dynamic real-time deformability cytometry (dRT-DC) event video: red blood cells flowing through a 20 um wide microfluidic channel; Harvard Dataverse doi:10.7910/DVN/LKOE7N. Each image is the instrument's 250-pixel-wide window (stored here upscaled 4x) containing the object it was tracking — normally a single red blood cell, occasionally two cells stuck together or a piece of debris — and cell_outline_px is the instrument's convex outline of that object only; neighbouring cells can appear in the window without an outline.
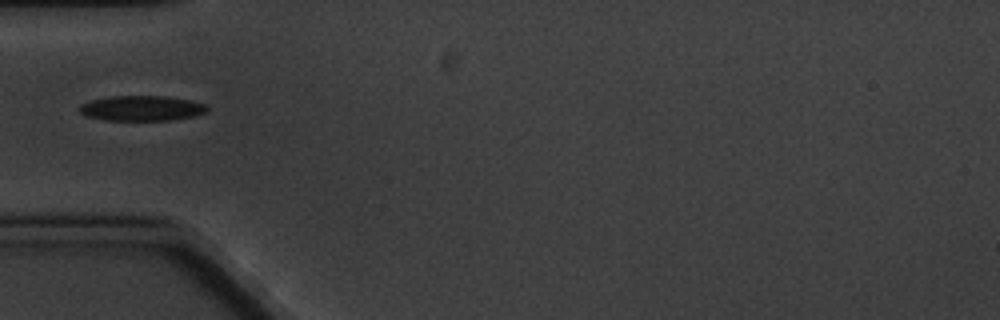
{"species": "common noctule bat (a hibernating species)", "species_latin": "Nyctalus noctula", "temperature_condition": "cold", "stored_images_in_passage": 11, "camera_frame_rate_fps": 3000, "um_per_image_px": 0.085, "animal": {"sex": "male", "body_mass_g": 20.1, "forearm_length_mm": 53.5}, "frame": {"image": 1, "passage_image": 5, "time_ms": 5.333, "image_size_px": [1000, 320], "cell_outline_px": [[208, 108], [204, 112], [192, 116], [168, 120], [104, 120], [84, 116], [80, 112], [80, 104], [92, 100], [112, 96], [164, 96], [192, 100], [204, 104]], "centroid_in_image_um": [12.0, 9.2], "position_along_channel_um": 73.0, "area_um2": 18.55}}
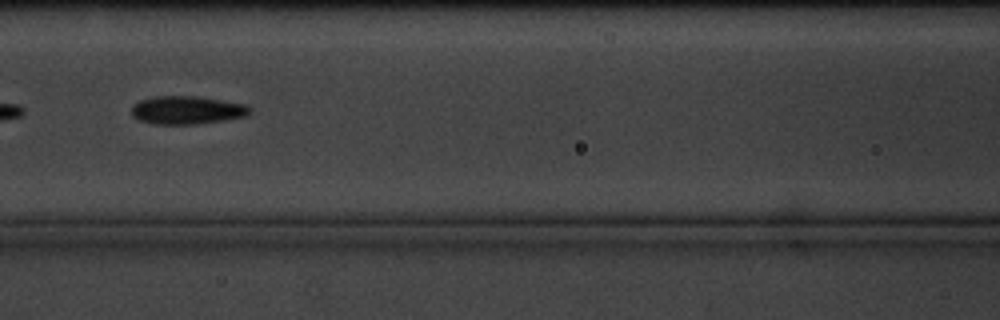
{"frame": {"image": 2, "passage_image": 7, "time_ms": 7.667, "image_size_px": [1000, 320], "cell_outline_px": [[252, 108], [244, 116], [224, 120], [196, 124], [152, 124], [140, 120], [132, 116], [132, 104], [140, 100], [152, 96], [196, 96], [248, 104]], "centroid_in_image_um": [15.86, 9.35], "position_along_channel_um": 150.7, "area_um2": 19.48}}
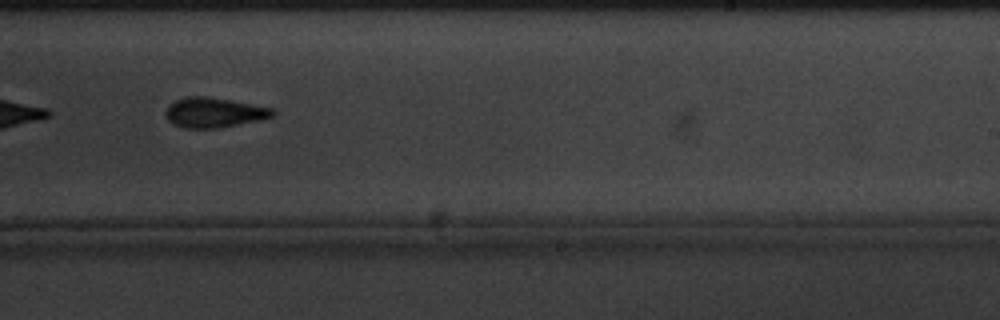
{"frame": {"image": 3, "passage_image": 10, "time_ms": 11.333, "image_size_px": [1000, 320], "cell_outline_px": [[276, 112], [272, 116], [260, 120], [216, 128], [184, 128], [168, 120], [164, 112], [168, 104], [184, 96], [204, 96], [232, 100], [272, 108]], "centroid_in_image_um": [18.16, 9.55], "position_along_channel_um": 270.8, "area_um2": 18.61}}